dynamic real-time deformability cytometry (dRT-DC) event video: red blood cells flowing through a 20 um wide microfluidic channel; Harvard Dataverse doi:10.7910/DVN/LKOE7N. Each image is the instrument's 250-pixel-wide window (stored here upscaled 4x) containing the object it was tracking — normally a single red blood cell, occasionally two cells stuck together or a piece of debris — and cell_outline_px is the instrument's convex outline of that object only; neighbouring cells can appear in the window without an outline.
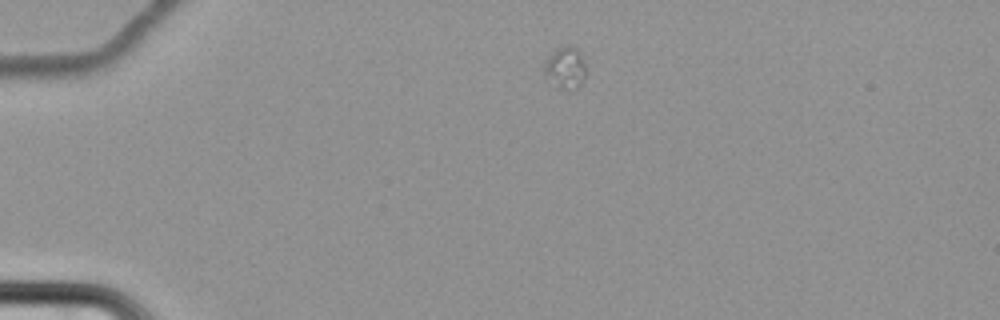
{"species": "common noctule bat (a hibernating species)", "species_latin": "Nyctalus noctula", "temperature_condition": "cold", "stored_images_in_passage": 48, "camera_frame_rate_fps": 3000, "um_per_image_px": 0.085, "animal": {"sex": "female", "body_mass_g": 22.7, "forearm_length_mm": 54.2}, "frame": {"image": 1, "passage_image": 1, "time_ms": 0.0, "image_size_px": [1000, 320], "cell_outline_px": [[588, 72], [580, 84], [576, 88], [568, 92], [556, 88], [548, 84], [544, 80], [544, 64], [552, 52], [568, 44], [576, 48], [580, 52]], "centroid_in_image_um": [48.03, 5.84], "position_along_channel_um": 37.0, "area_um2": 10.75}}
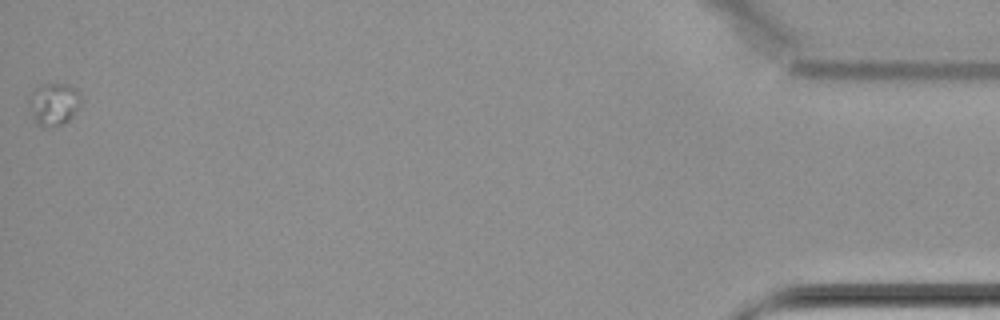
{"frame": {"image": 2, "passage_image": 48, "time_ms": 15.667, "image_size_px": [1000, 320], "cell_outline_px": [[80, 104], [72, 116], [68, 120], [60, 124], [44, 128], [36, 124], [32, 120], [28, 108], [28, 100], [32, 88], [40, 84], [72, 84], [80, 92]], "centroid_in_image_um": [4.51, 8.82], "position_along_channel_um": 430.7, "area_um2": 13.29}}